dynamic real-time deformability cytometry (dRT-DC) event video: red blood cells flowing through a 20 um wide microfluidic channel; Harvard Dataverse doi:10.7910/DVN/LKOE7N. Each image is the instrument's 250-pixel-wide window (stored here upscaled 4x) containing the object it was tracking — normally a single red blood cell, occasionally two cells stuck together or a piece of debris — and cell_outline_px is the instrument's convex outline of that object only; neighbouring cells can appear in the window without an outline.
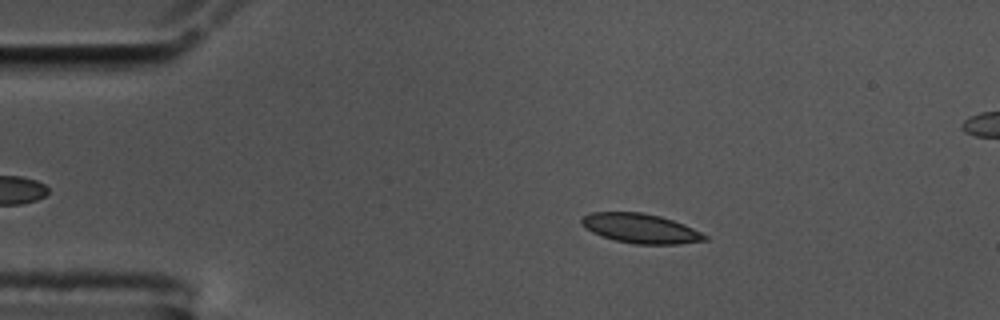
{"species": "common noctule bat (a hibernating species)", "species_latin": "Nyctalus noctula", "temperature_condition": "cold", "stored_images_in_passage": 39, "camera_frame_rate_fps": 3000, "um_per_image_px": 0.085, "animal": {"sex": "male", "body_mass_g": 17.5, "forearm_length_mm": 52.3}, "frame": {"image": 1, "passage_image": 10, "time_ms": 3.0, "image_size_px": [1000, 320], "cell_outline_px": [[708, 240], [680, 244], [636, 244], [616, 240], [592, 232], [584, 228], [580, 224], [580, 220], [584, 216], [592, 212], [640, 212], [660, 216], [684, 224], [708, 236]], "centroid_in_image_um": [54.44, 19.41], "position_along_channel_um": 30.6, "area_um2": 21.1}}
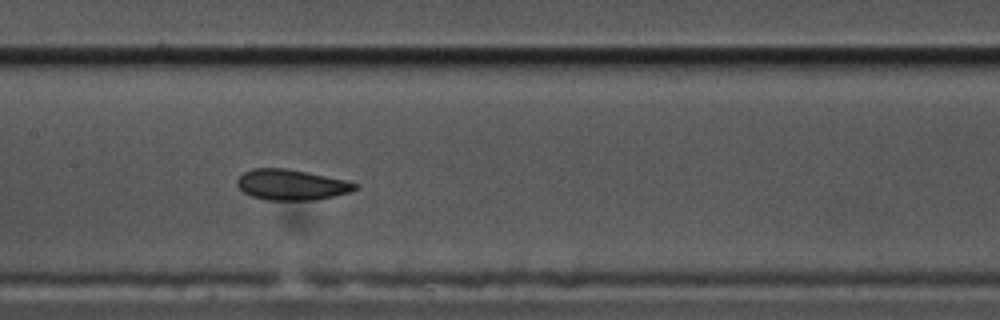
{"frame": {"image": 2, "passage_image": 27, "time_ms": 8.667, "image_size_px": [1000, 320], "cell_outline_px": [[360, 184], [352, 192], [316, 200], [264, 200], [252, 196], [244, 192], [236, 184], [236, 180], [244, 172], [252, 168], [288, 168], [308, 172], [344, 180]], "centroid_in_image_um": [24.77, 15.7], "position_along_channel_um": 182.6, "area_um2": 21.15}}
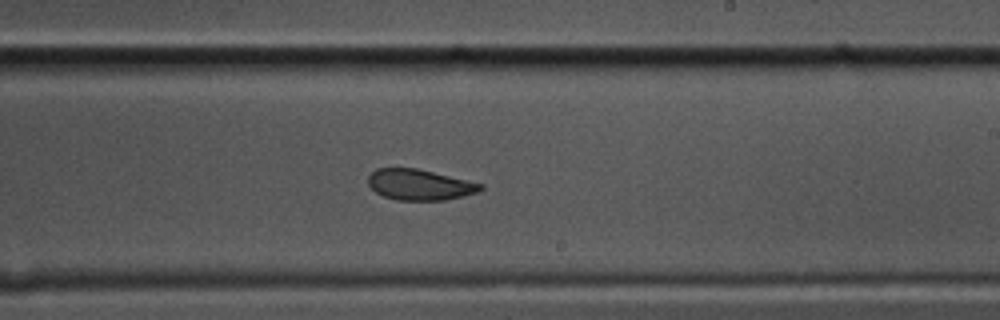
{"frame": {"image": 3, "passage_image": 33, "time_ms": 10.667, "image_size_px": [1000, 320], "cell_outline_px": [[484, 188], [476, 192], [444, 200], [396, 200], [384, 196], [376, 192], [368, 184], [368, 176], [376, 168], [416, 168], [484, 184]], "centroid_in_image_um": [35.64, 15.69], "position_along_channel_um": 253.4, "area_um2": 19.94}}